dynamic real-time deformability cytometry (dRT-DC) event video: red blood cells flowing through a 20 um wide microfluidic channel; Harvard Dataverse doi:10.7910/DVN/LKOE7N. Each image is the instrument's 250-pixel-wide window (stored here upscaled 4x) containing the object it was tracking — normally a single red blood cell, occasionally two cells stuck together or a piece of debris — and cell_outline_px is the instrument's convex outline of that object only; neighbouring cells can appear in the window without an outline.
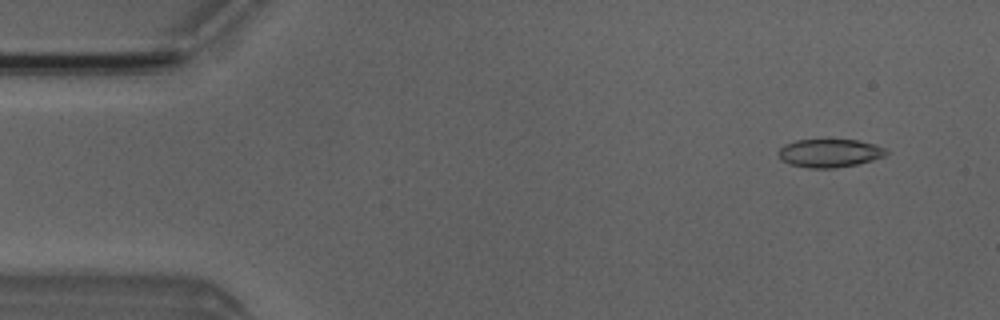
{"species": "Egyptian fruit bat (a non-hibernating species)", "species_latin": "Rousettus aegyptiacus", "temperature_condition": "room temperature", "stored_images_in_passage": 4, "camera_frame_rate_fps": 3000, "um_per_image_px": 0.085, "animal": {"sex": "male"}, "frame": {"image": 1, "passage_image": 2, "time_ms": 1.0, "image_size_px": [1000, 320], "cell_outline_px": [[888, 152], [884, 156], [872, 160], [856, 164], [832, 168], [812, 168], [788, 164], [780, 156], [780, 148], [784, 144], [796, 140], [856, 140], [876, 144], [884, 148]], "centroid_in_image_um": [70.53, 13.01], "position_along_channel_um": 14.5, "area_um2": 17.46}}